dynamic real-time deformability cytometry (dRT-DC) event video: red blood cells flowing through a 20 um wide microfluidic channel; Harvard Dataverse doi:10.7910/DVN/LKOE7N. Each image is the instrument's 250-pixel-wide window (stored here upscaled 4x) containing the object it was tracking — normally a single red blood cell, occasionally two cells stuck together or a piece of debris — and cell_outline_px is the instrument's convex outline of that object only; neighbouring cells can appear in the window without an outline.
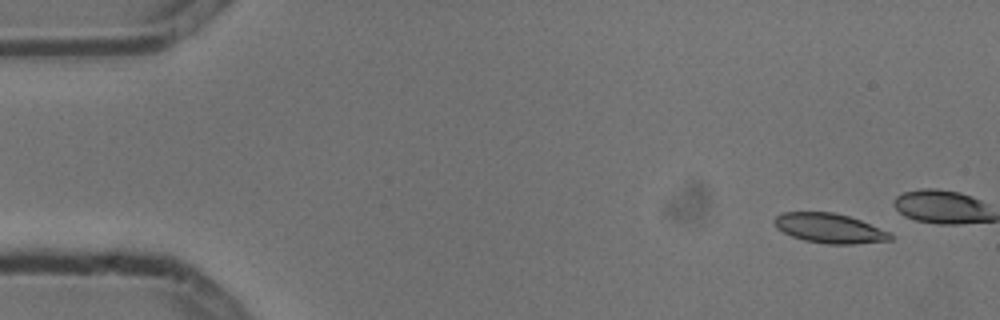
{"species": "common noctule bat (a hibernating species)", "species_latin": "Nyctalus noctula", "temperature_condition": "cold", "stored_images_in_passage": 5, "camera_frame_rate_fps": 3000, "um_per_image_px": 0.085, "animal": {"sex": "male", "body_mass_g": 13.3}, "frame": {"image": 1, "passage_image": 2, "time_ms": 0.333, "image_size_px": [1000, 320], "cell_outline_px": [[892, 240], [852, 244], [828, 244], [804, 240], [792, 236], [776, 228], [772, 220], [776, 216], [784, 212], [832, 212], [848, 216], [860, 220], [888, 232], [892, 236]], "centroid_in_image_um": [70.46, 19.4], "position_along_channel_um": 14.5, "area_um2": 19.83}}